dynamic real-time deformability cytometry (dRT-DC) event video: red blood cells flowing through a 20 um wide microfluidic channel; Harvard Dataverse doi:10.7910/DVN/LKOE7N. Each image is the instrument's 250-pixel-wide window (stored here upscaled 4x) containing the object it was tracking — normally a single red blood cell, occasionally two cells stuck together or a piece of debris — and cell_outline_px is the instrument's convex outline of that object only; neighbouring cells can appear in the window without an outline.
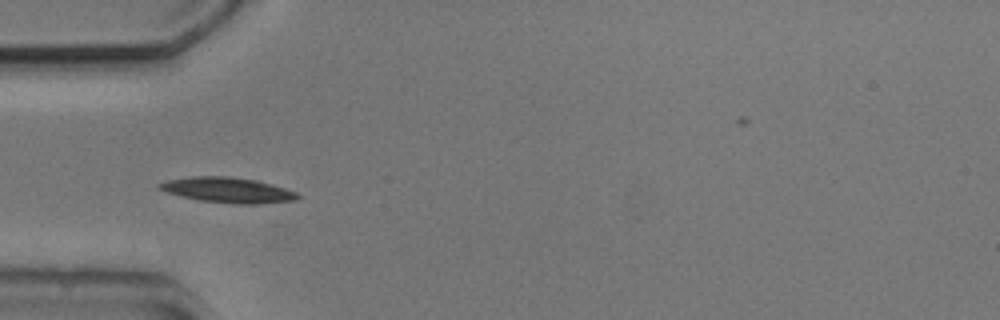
{"species": "common noctule bat (a hibernating species)", "species_latin": "Nyctalus noctula", "temperature_condition": "cold", "stored_images_in_passage": 6, "camera_frame_rate_fps": 3000, "um_per_image_px": 0.085, "animal": {"sex": "male", "body_mass_g": 20.5, "forearm_length_mm": 52.5}, "frame": {"image": 1, "passage_image": 4, "time_ms": 4.333, "image_size_px": [1000, 320], "cell_outline_px": [[300, 196], [296, 200], [256, 204], [232, 204], [200, 200], [180, 196], [156, 188], [156, 184], [168, 180], [192, 176], [228, 176], [256, 180], [272, 184], [296, 192]], "centroid_in_image_um": [19.34, 16.15], "position_along_channel_um": 65.7, "area_um2": 20.4}}